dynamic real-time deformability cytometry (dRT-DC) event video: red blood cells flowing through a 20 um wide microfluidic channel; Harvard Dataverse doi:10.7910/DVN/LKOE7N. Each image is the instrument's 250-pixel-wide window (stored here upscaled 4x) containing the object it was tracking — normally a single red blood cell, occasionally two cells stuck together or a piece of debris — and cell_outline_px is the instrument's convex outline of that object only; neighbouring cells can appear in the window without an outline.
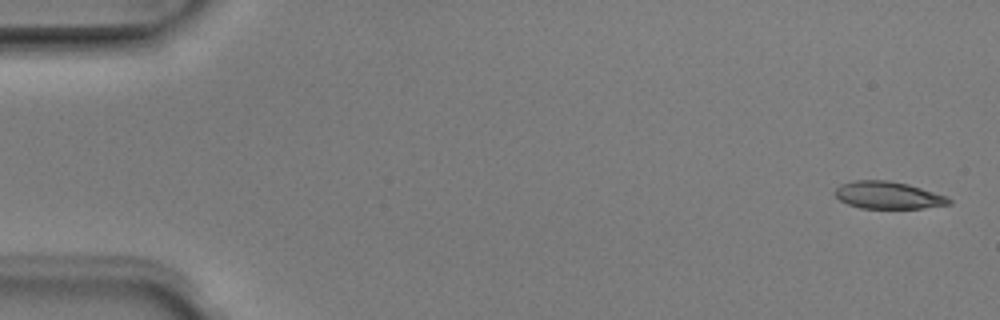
{"species": "Egyptian fruit bat (a non-hibernating species)", "species_latin": "Rousettus aegyptiacus", "temperature_condition": "room temperature", "stored_images_in_passage": 5, "camera_frame_rate_fps": 3000, "um_per_image_px": 0.085, "animal": {"sex": "male"}, "frame": {"image": 1, "passage_image": 1, "time_ms": 0.0, "image_size_px": [1000, 320], "cell_outline_px": [[952, 204], [924, 208], [860, 208], [848, 204], [840, 200], [832, 192], [840, 184], [852, 180], [888, 180], [908, 184], [948, 196], [952, 200]], "centroid_in_image_um": [75.49, 16.59], "position_along_channel_um": 9.5, "area_um2": 18.32}}
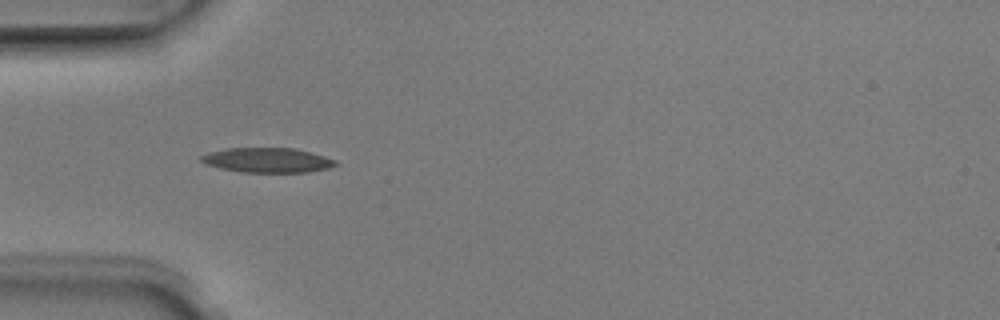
{"frame": {"image": 2, "passage_image": 4, "time_ms": 1.0, "image_size_px": [1000, 320], "cell_outline_px": [[340, 164], [328, 168], [308, 172], [240, 172], [220, 168], [204, 164], [200, 160], [200, 156], [208, 152], [224, 148], [296, 148], [312, 152], [336, 160]], "centroid_in_image_um": [22.72, 13.61], "position_along_channel_um": 62.3, "area_um2": 19.59}}
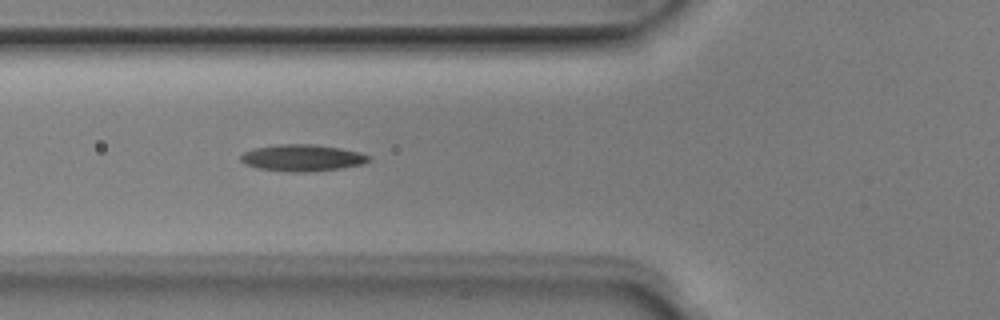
{"frame": {"image": 3, "passage_image": 5, "time_ms": 1.333, "image_size_px": [1000, 320], "cell_outline_px": [[372, 156], [364, 164], [340, 168], [304, 172], [288, 172], [256, 168], [244, 164], [240, 160], [240, 156], [244, 152], [252, 148], [276, 144], [316, 144], [340, 148], [360, 152]], "centroid_in_image_um": [25.66, 13.41], "position_along_channel_um": 100.1, "area_um2": 20.11}}